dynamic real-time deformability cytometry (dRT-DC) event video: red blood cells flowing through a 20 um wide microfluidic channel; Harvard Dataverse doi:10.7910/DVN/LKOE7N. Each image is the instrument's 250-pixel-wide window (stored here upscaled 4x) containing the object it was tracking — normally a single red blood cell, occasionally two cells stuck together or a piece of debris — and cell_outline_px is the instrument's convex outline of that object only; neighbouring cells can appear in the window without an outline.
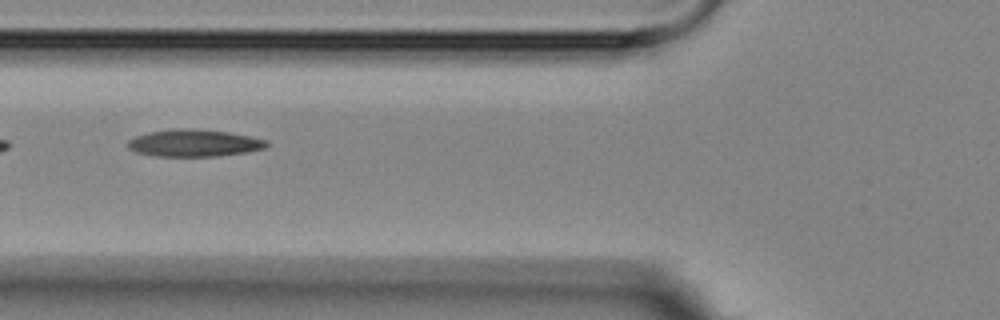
{"species": "Egyptian fruit bat (a non-hibernating species)", "species_latin": "Rousettus aegyptiacus", "temperature_condition": "room temperature", "stored_images_in_passage": 3, "camera_frame_rate_fps": 3000, "um_per_image_px": 0.085, "animal": {"sex": "female"}, "frame": {"image": 1, "passage_image": 3, "time_ms": 2.333, "image_size_px": [1000, 320], "cell_outline_px": [[268, 144], [264, 148], [248, 152], [220, 156], [156, 156], [136, 152], [128, 148], [128, 140], [136, 136], [148, 132], [176, 128], [192, 128], [228, 132], [252, 136], [268, 140]], "centroid_in_image_um": [16.52, 12.15], "position_along_channel_um": 109.3, "area_um2": 22.08}}